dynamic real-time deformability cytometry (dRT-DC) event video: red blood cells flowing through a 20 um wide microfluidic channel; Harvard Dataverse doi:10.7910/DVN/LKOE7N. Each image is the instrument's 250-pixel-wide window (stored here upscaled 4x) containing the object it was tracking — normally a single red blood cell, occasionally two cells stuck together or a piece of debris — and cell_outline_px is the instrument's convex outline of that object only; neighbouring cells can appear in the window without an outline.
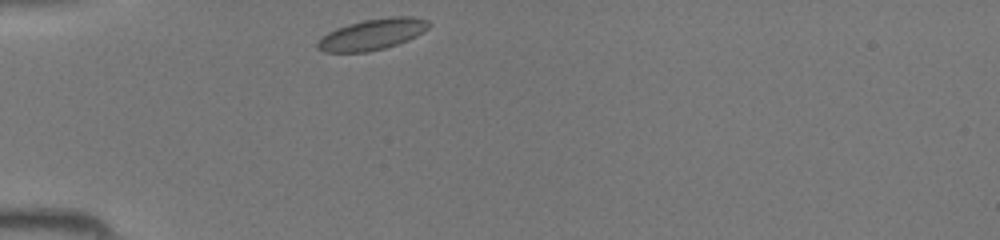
{"species": "common noctule bat (a hibernating species)", "species_latin": "Nyctalus noctula", "temperature_condition": "room temperature", "stored_images_in_passage": 27, "camera_frame_rate_fps": 3000, "um_per_image_px": 0.085, "animal": {"sex": "female", "body_mass_g": 19.5, "forearm_length_mm": 54.1}, "frame": {"image": 1, "passage_image": 1, "time_ms": 0.0, "image_size_px": [1000, 240], "cell_outline_px": [[432, 24], [428, 28], [416, 36], [408, 40], [384, 48], [368, 52], [324, 52], [316, 48], [316, 44], [328, 32], [348, 24], [364, 20], [388, 16], [412, 16], [428, 20]], "centroid_in_image_um": [31.67, 2.91], "position_along_channel_um": 53.3, "area_um2": 20.06}}
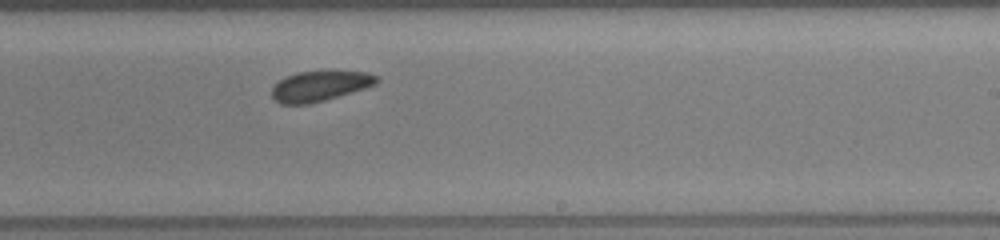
{"frame": {"image": 2, "passage_image": 16, "time_ms": 5.0, "image_size_px": [1000, 240], "cell_outline_px": [[380, 80], [376, 84], [352, 92], [324, 100], [308, 104], [280, 104], [272, 100], [272, 88], [280, 80], [296, 72], [324, 68], [368, 72], [380, 76]], "centroid_in_image_um": [27.23, 7.25], "position_along_channel_um": 261.8, "area_um2": 19.31}}
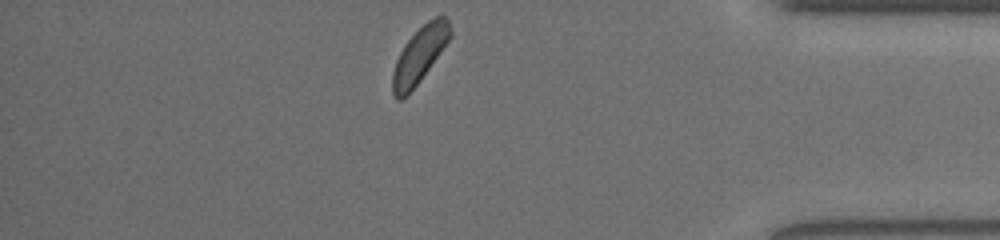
{"frame": {"image": 3, "passage_image": 27, "time_ms": 8.667, "image_size_px": [1000, 240], "cell_outline_px": [[452, 36], [420, 80], [400, 100], [396, 100], [392, 92], [392, 72], [396, 60], [400, 52], [408, 40], [428, 20], [440, 12], [448, 20], [452, 32]], "centroid_in_image_um": [35.68, 4.63], "position_along_channel_um": 399.5, "area_um2": 18.5}}